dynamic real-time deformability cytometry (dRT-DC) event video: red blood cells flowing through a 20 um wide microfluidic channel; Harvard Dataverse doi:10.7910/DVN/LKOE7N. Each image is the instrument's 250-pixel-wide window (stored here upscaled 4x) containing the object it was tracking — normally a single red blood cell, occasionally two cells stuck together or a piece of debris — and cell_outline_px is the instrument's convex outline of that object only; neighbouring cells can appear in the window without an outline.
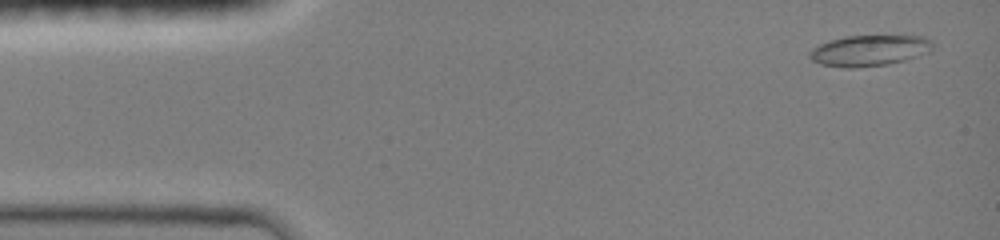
{"species": "common noctule bat (a hibernating species)", "species_latin": "Nyctalus noctula", "temperature_condition": "room temperature", "stored_images_in_passage": 6, "camera_frame_rate_fps": 3000, "um_per_image_px": 0.085, "animal": {"sex": "female", "body_mass_g": 19.0, "forearm_length_mm": 51.5}, "frame": {"image": 1, "passage_image": 1, "time_ms": 0.0, "image_size_px": [1000, 240], "cell_outline_px": [[932, 48], [928, 52], [904, 60], [888, 64], [852, 68], [848, 68], [820, 64], [812, 60], [808, 56], [808, 52], [812, 48], [820, 44], [844, 36], [924, 36], [932, 40]], "centroid_in_image_um": [73.87, 4.29], "position_along_channel_um": 11.1, "area_um2": 22.02}}
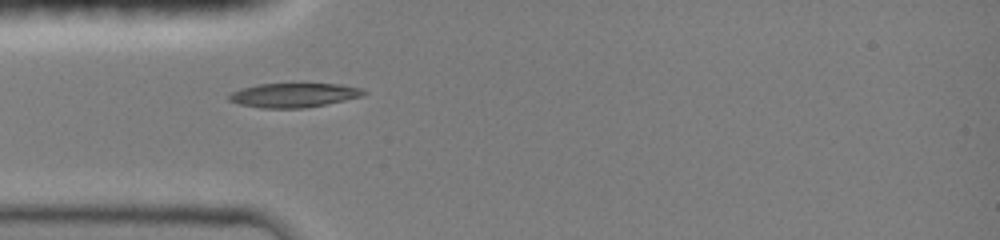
{"frame": {"image": 2, "passage_image": 5, "time_ms": 3.667, "image_size_px": [1000, 240], "cell_outline_px": [[368, 92], [364, 96], [324, 104], [300, 108], [260, 108], [240, 104], [228, 100], [228, 96], [232, 92], [240, 88], [256, 84], [340, 84], [360, 88]], "centroid_in_image_um": [24.95, 8.08], "position_along_channel_um": 60.1, "area_um2": 18.9}}